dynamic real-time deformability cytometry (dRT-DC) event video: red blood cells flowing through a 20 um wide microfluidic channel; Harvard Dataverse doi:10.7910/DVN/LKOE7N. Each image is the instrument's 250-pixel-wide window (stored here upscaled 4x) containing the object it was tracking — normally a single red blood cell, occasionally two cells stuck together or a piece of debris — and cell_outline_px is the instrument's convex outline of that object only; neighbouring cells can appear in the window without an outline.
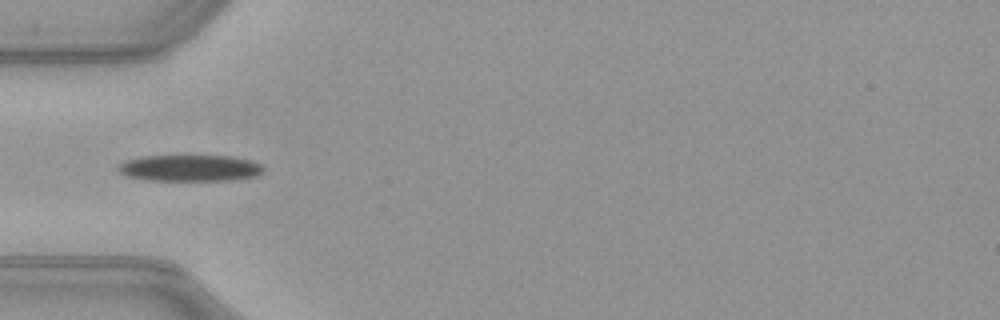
{"species": "common noctule bat (a hibernating species)", "species_latin": "Nyctalus noctula", "temperature_condition": "warm", "stored_images_in_passage": 40, "camera_frame_rate_fps": 3000, "um_per_image_px": 0.085, "animal": {"sex": "female", "body_mass_g": 21.9}, "frame": {"image": 1, "passage_image": 5, "time_ms": 1.333, "image_size_px": [1000, 320], "cell_outline_px": [[264, 168], [256, 176], [228, 180], [144, 180], [128, 176], [120, 172], [116, 168], [124, 160], [140, 156], [232, 156], [252, 160], [260, 164]], "centroid_in_image_um": [16.11, 14.28], "position_along_channel_um": 68.9, "area_um2": 22.31}}
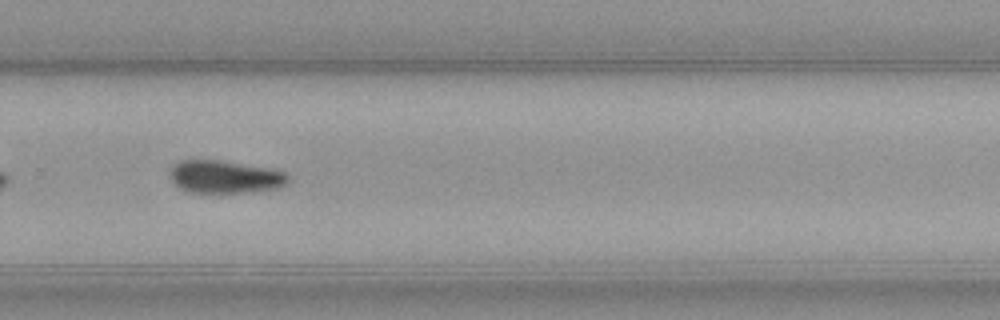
{"frame": {"image": 2, "passage_image": 23, "time_ms": 7.333, "image_size_px": [1000, 320], "cell_outline_px": [[288, 184], [280, 188], [252, 192], [192, 192], [180, 188], [172, 180], [168, 172], [180, 160], [220, 160], [268, 168], [284, 172], [288, 176]], "centroid_in_image_um": [19.15, 15.03], "position_along_channel_um": 310.7, "area_um2": 22.43}}
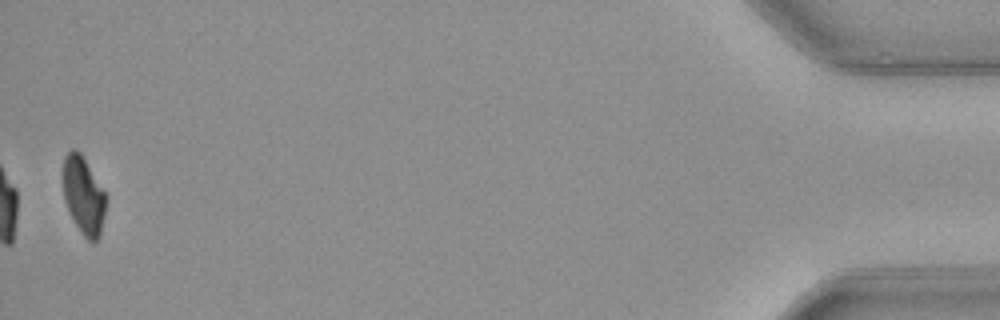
{"frame": {"image": 3, "passage_image": 39, "time_ms": 12.667, "image_size_px": [1000, 320], "cell_outline_px": [[108, 196], [100, 236], [96, 240], [88, 240], [84, 236], [76, 224], [64, 200], [60, 176], [64, 156], [72, 148], [76, 148], [80, 152]], "centroid_in_image_um": [7.07, 16.54], "position_along_channel_um": 428.1, "area_um2": 19.83}, "authors_computed_cell_mechanics": {"area_um2": 23.0333, "velocity_mm_per_s": 4.0258, "shape_relaxation_time_tau1_ms": 2.649, "shape_relaxation_time_tau2_ms": null, "deformation_change_tau1": 0.1294, "deformation_change_tau2": null}}